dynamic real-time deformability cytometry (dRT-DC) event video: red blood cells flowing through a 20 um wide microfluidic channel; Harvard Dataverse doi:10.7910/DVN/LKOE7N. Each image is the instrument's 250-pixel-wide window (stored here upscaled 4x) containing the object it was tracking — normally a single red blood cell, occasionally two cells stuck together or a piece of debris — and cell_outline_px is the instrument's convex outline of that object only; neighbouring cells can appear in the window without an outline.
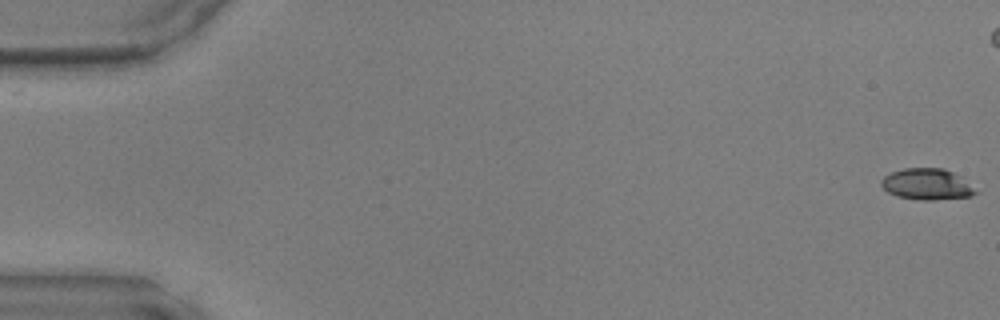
{"species": "common noctule bat (a hibernating species)", "species_latin": "Nyctalus noctula", "temperature_condition": "warm", "stored_images_in_passage": 44, "camera_frame_rate_fps": 3000, "um_per_image_px": 0.085, "animal": {"sex": "male", "body_mass_g": 17.9, "forearm_length_mm": 54.2}, "frame": {"image": 1, "passage_image": 1, "time_ms": 0.0, "image_size_px": [1000, 320], "cell_outline_px": [[976, 192], [972, 196], [936, 200], [920, 200], [896, 196], [888, 192], [880, 184], [880, 180], [884, 176], [892, 172], [904, 168], [944, 168], [960, 176]], "centroid_in_image_um": [78.74, 15.66], "position_along_channel_um": 6.3, "area_um2": 16.99}}
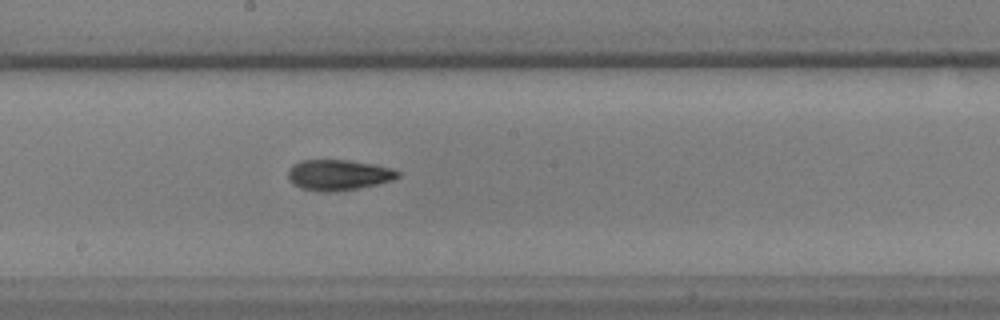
{"frame": {"image": 2, "passage_image": 27, "time_ms": 8.667, "image_size_px": [1000, 320], "cell_outline_px": [[400, 176], [396, 180], [356, 188], [328, 192], [320, 192], [300, 188], [292, 184], [288, 180], [288, 172], [292, 164], [300, 160], [348, 160], [376, 164], [392, 168], [400, 172]], "centroid_in_image_um": [28.76, 14.86], "position_along_channel_um": 219.4, "area_um2": 19.83}}
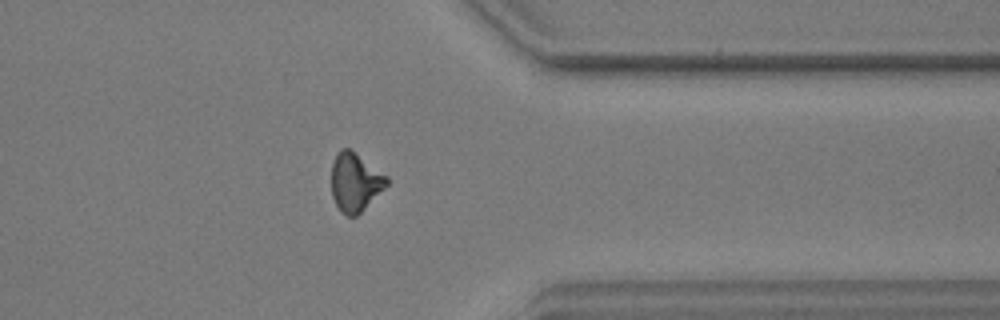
{"frame": {"image": 3, "passage_image": 39, "time_ms": 12.667, "image_size_px": [1000, 320], "cell_outline_px": [[388, 184], [356, 216], [348, 216], [340, 212], [332, 196], [332, 160], [336, 152], [340, 148], [348, 148], [388, 176]], "centroid_in_image_um": [30.16, 15.47], "position_along_channel_um": 381.2, "area_um2": 18.67}}